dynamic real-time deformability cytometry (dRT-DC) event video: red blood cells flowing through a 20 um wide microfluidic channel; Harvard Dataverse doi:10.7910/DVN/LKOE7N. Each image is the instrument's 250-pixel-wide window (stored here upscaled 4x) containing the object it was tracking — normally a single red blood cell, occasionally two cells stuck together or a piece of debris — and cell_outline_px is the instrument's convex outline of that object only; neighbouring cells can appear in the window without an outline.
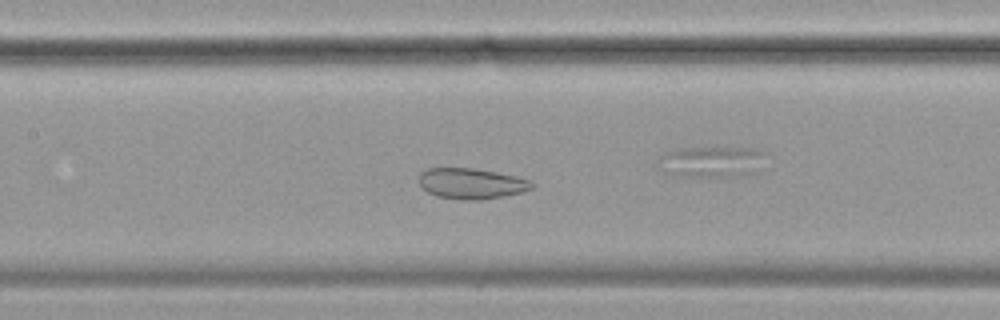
{"species": "common noctule bat (a hibernating species)", "species_latin": "Nyctalus noctula", "temperature_condition": "cold", "stored_images_in_passage": 28, "camera_frame_rate_fps": 3000, "um_per_image_px": 0.085, "animal": {"sex": "female", "body_mass_g": 19.9}, "frame": {"image": 1, "passage_image": 9, "time_ms": 2.667, "image_size_px": [1000, 320], "cell_outline_px": [[532, 188], [524, 192], [504, 196], [476, 200], [464, 200], [436, 196], [428, 192], [420, 184], [420, 172], [424, 168], [472, 168], [496, 172], [516, 176], [532, 180]], "centroid_in_image_um": [40.07, 15.59], "position_along_channel_um": 167.3, "area_um2": 20.17}}